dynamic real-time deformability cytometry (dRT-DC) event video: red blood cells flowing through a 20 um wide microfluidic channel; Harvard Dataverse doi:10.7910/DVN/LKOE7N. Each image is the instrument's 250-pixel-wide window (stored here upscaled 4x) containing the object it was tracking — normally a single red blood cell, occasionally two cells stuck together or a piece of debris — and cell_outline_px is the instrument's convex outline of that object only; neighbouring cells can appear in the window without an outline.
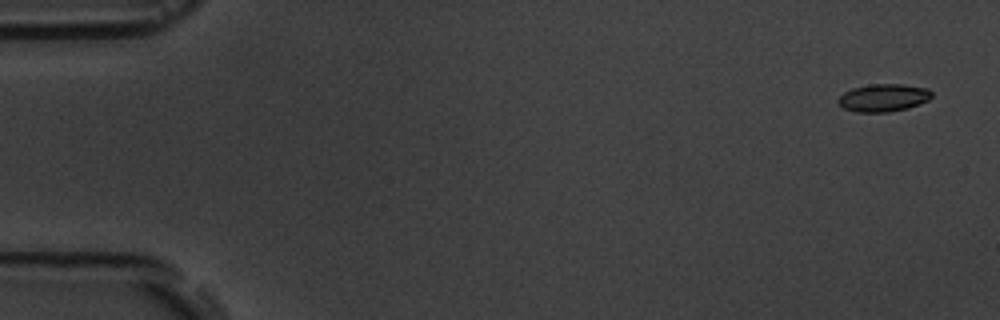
{"species": "common noctule bat (a hibernating species)", "species_latin": "Nyctalus noctula", "temperature_condition": "room temperature", "stored_images_in_passage": 7, "camera_frame_rate_fps": 3000, "um_per_image_px": 0.085, "animal": {"sex": "male", "body_mass_g": 19.5, "forearm_length_mm": 54.6}, "frame": {"image": 1, "passage_image": 1, "time_ms": 0.0, "image_size_px": [1000, 320], "cell_outline_px": [[932, 96], [928, 100], [908, 108], [888, 112], [856, 112], [844, 108], [836, 100], [844, 92], [852, 88], [872, 84], [904, 84], [928, 88], [932, 92]], "centroid_in_image_um": [75.1, 8.3], "position_along_channel_um": 9.9, "area_um2": 15.09}}
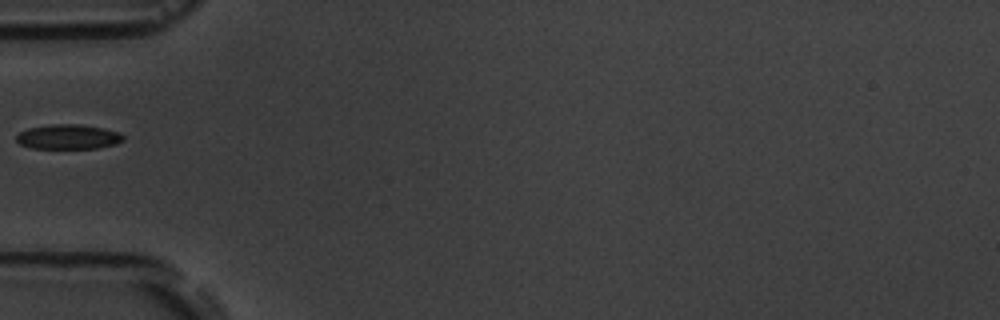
{"frame": {"image": 2, "passage_image": 6, "time_ms": 5.667, "image_size_px": [1000, 320], "cell_outline_px": [[124, 140], [116, 144], [96, 148], [32, 148], [20, 144], [16, 140], [16, 136], [20, 132], [28, 128], [52, 124], [80, 124], [104, 128], [120, 132], [124, 136]], "centroid_in_image_um": [5.82, 11.62], "position_along_channel_um": 79.2, "area_um2": 15.43}}
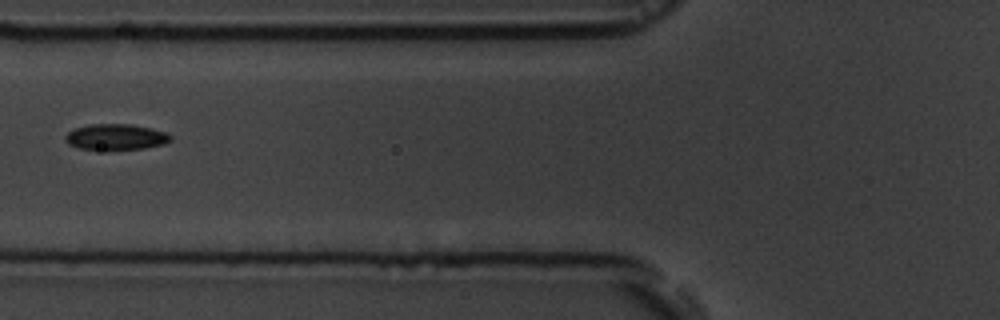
{"frame": {"image": 3, "passage_image": 7, "time_ms": 6.667, "image_size_px": [1000, 320], "cell_outline_px": [[172, 140], [164, 144], [144, 148], [108, 152], [80, 148], [68, 144], [64, 140], [64, 136], [72, 128], [88, 124], [132, 124], [152, 128], [168, 132], [172, 136]], "centroid_in_image_um": [9.83, 11.66], "position_along_channel_um": 116.0, "area_um2": 16.7}}